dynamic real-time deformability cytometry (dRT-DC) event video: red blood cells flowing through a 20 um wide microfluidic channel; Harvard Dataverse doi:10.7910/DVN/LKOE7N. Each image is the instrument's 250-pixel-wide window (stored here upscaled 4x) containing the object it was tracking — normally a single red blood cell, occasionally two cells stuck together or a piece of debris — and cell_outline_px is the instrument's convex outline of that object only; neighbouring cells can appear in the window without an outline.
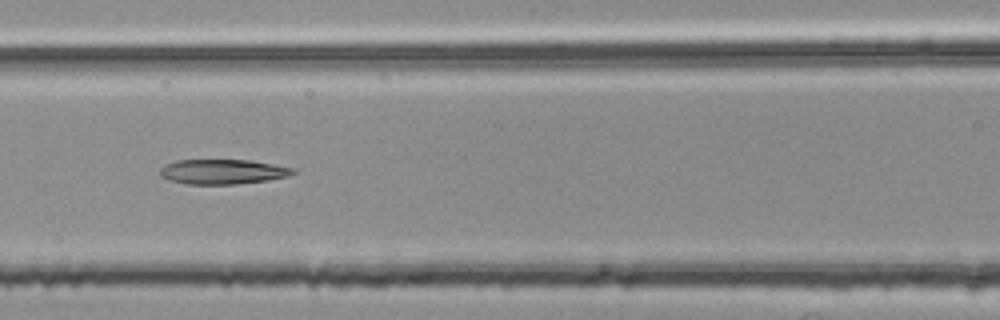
{"species": "common noctule bat (a hibernating species)", "species_latin": "Nyctalus noctula", "temperature_condition": "room temperature", "stored_images_in_passage": 53, "segment_of_instrument_passage": [2, 2], "camera_frame_rate_fps": 3000, "um_per_image_px": 0.085, "animal": {"sex": "female", "body_mass_g": 25.1}, "frame": {"image": 1, "passage_image": 23, "time_ms": 7.333, "image_size_px": [1000, 320], "cell_outline_px": [[296, 172], [288, 176], [268, 180], [236, 184], [188, 184], [168, 180], [160, 176], [160, 168], [176, 160], [248, 160], [296, 168]], "centroid_in_image_um": [18.94, 14.6], "position_along_channel_um": 147.7, "area_um2": 19.19}}
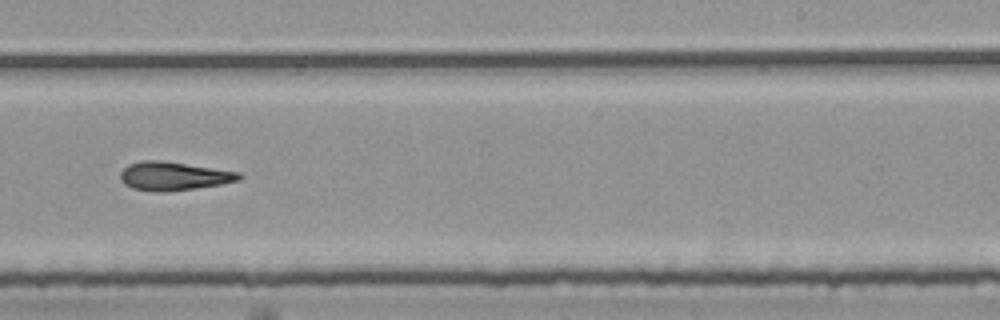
{"frame": {"image": 2, "passage_image": 33, "time_ms": 10.667, "image_size_px": [1000, 320], "cell_outline_px": [[244, 176], [240, 180], [220, 184], [164, 192], [156, 192], [132, 188], [124, 184], [120, 180], [120, 172], [128, 164], [140, 160], [160, 160], [240, 172]], "centroid_in_image_um": [14.73, 14.96], "position_along_channel_um": 274.3, "area_um2": 19.71}}
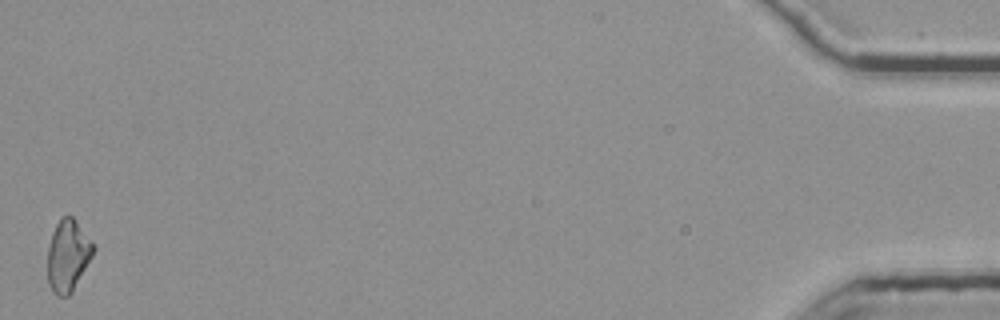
{"frame": {"image": 3, "passage_image": 53, "time_ms": 17.333, "image_size_px": [1000, 320], "cell_outline_px": [[96, 248], [92, 256], [72, 292], [68, 296], [56, 296], [52, 292], [48, 284], [48, 248], [52, 232], [60, 216], [72, 216], [92, 240]], "centroid_in_image_um": [5.77, 21.72], "position_along_channel_um": 429.4, "area_um2": 19.25}}